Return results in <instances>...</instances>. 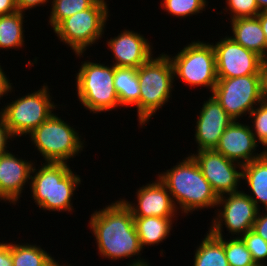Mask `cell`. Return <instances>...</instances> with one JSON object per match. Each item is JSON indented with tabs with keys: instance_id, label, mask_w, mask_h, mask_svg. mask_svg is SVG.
I'll use <instances>...</instances> for the list:
<instances>
[{
	"instance_id": "cell-24",
	"label": "cell",
	"mask_w": 267,
	"mask_h": 266,
	"mask_svg": "<svg viewBox=\"0 0 267 266\" xmlns=\"http://www.w3.org/2000/svg\"><path fill=\"white\" fill-rule=\"evenodd\" d=\"M24 13L16 11L0 16V49L21 48L24 44Z\"/></svg>"
},
{
	"instance_id": "cell-33",
	"label": "cell",
	"mask_w": 267,
	"mask_h": 266,
	"mask_svg": "<svg viewBox=\"0 0 267 266\" xmlns=\"http://www.w3.org/2000/svg\"><path fill=\"white\" fill-rule=\"evenodd\" d=\"M260 95L263 102H267V64L261 62L259 69Z\"/></svg>"
},
{
	"instance_id": "cell-12",
	"label": "cell",
	"mask_w": 267,
	"mask_h": 266,
	"mask_svg": "<svg viewBox=\"0 0 267 266\" xmlns=\"http://www.w3.org/2000/svg\"><path fill=\"white\" fill-rule=\"evenodd\" d=\"M213 48L218 79L259 75L262 58L225 36Z\"/></svg>"
},
{
	"instance_id": "cell-21",
	"label": "cell",
	"mask_w": 267,
	"mask_h": 266,
	"mask_svg": "<svg viewBox=\"0 0 267 266\" xmlns=\"http://www.w3.org/2000/svg\"><path fill=\"white\" fill-rule=\"evenodd\" d=\"M172 219L173 217H134L141 248L163 242L169 236Z\"/></svg>"
},
{
	"instance_id": "cell-5",
	"label": "cell",
	"mask_w": 267,
	"mask_h": 266,
	"mask_svg": "<svg viewBox=\"0 0 267 266\" xmlns=\"http://www.w3.org/2000/svg\"><path fill=\"white\" fill-rule=\"evenodd\" d=\"M115 66L84 61L76 74L77 96L90 112L101 113L120 107L114 87Z\"/></svg>"
},
{
	"instance_id": "cell-38",
	"label": "cell",
	"mask_w": 267,
	"mask_h": 266,
	"mask_svg": "<svg viewBox=\"0 0 267 266\" xmlns=\"http://www.w3.org/2000/svg\"><path fill=\"white\" fill-rule=\"evenodd\" d=\"M12 85L9 82V79L6 77L5 72H3L1 65H0V98L3 97L5 94L8 95V92H11Z\"/></svg>"
},
{
	"instance_id": "cell-2",
	"label": "cell",
	"mask_w": 267,
	"mask_h": 266,
	"mask_svg": "<svg viewBox=\"0 0 267 266\" xmlns=\"http://www.w3.org/2000/svg\"><path fill=\"white\" fill-rule=\"evenodd\" d=\"M168 189L176 209L188 214L195 209L217 207L219 197L192 155L178 162L173 168L158 174ZM176 203L179 205L177 208Z\"/></svg>"
},
{
	"instance_id": "cell-41",
	"label": "cell",
	"mask_w": 267,
	"mask_h": 266,
	"mask_svg": "<svg viewBox=\"0 0 267 266\" xmlns=\"http://www.w3.org/2000/svg\"><path fill=\"white\" fill-rule=\"evenodd\" d=\"M135 261H133V263H131L128 266H149V264L147 262H145V259H139V257L136 259H134Z\"/></svg>"
},
{
	"instance_id": "cell-42",
	"label": "cell",
	"mask_w": 267,
	"mask_h": 266,
	"mask_svg": "<svg viewBox=\"0 0 267 266\" xmlns=\"http://www.w3.org/2000/svg\"><path fill=\"white\" fill-rule=\"evenodd\" d=\"M259 11H267V0H256Z\"/></svg>"
},
{
	"instance_id": "cell-11",
	"label": "cell",
	"mask_w": 267,
	"mask_h": 266,
	"mask_svg": "<svg viewBox=\"0 0 267 266\" xmlns=\"http://www.w3.org/2000/svg\"><path fill=\"white\" fill-rule=\"evenodd\" d=\"M218 205L219 207L221 205L223 208L220 209L217 213L218 215L212 220V225L208 230L214 236L223 237V225L227 227V231L231 232L233 236L235 234L240 237L252 230L259 210L244 191L231 193L226 195V197L225 195L220 196L217 207Z\"/></svg>"
},
{
	"instance_id": "cell-22",
	"label": "cell",
	"mask_w": 267,
	"mask_h": 266,
	"mask_svg": "<svg viewBox=\"0 0 267 266\" xmlns=\"http://www.w3.org/2000/svg\"><path fill=\"white\" fill-rule=\"evenodd\" d=\"M113 83L118 94L120 107L135 106L139 102L140 85L137 69L115 67Z\"/></svg>"
},
{
	"instance_id": "cell-19",
	"label": "cell",
	"mask_w": 267,
	"mask_h": 266,
	"mask_svg": "<svg viewBox=\"0 0 267 266\" xmlns=\"http://www.w3.org/2000/svg\"><path fill=\"white\" fill-rule=\"evenodd\" d=\"M230 22L233 35L229 37L261 58L267 55L266 37L257 16L237 18Z\"/></svg>"
},
{
	"instance_id": "cell-27",
	"label": "cell",
	"mask_w": 267,
	"mask_h": 266,
	"mask_svg": "<svg viewBox=\"0 0 267 266\" xmlns=\"http://www.w3.org/2000/svg\"><path fill=\"white\" fill-rule=\"evenodd\" d=\"M225 256L229 266H252L255 262L241 237L224 240Z\"/></svg>"
},
{
	"instance_id": "cell-1",
	"label": "cell",
	"mask_w": 267,
	"mask_h": 266,
	"mask_svg": "<svg viewBox=\"0 0 267 266\" xmlns=\"http://www.w3.org/2000/svg\"><path fill=\"white\" fill-rule=\"evenodd\" d=\"M89 221L102 257L119 260L141 255L134 217L122 199L94 211Z\"/></svg>"
},
{
	"instance_id": "cell-18",
	"label": "cell",
	"mask_w": 267,
	"mask_h": 266,
	"mask_svg": "<svg viewBox=\"0 0 267 266\" xmlns=\"http://www.w3.org/2000/svg\"><path fill=\"white\" fill-rule=\"evenodd\" d=\"M107 44L115 58L116 62L113 64L115 67L138 69L153 55L148 39L131 30L122 31Z\"/></svg>"
},
{
	"instance_id": "cell-37",
	"label": "cell",
	"mask_w": 267,
	"mask_h": 266,
	"mask_svg": "<svg viewBox=\"0 0 267 266\" xmlns=\"http://www.w3.org/2000/svg\"><path fill=\"white\" fill-rule=\"evenodd\" d=\"M18 11L16 0H0V16Z\"/></svg>"
},
{
	"instance_id": "cell-28",
	"label": "cell",
	"mask_w": 267,
	"mask_h": 266,
	"mask_svg": "<svg viewBox=\"0 0 267 266\" xmlns=\"http://www.w3.org/2000/svg\"><path fill=\"white\" fill-rule=\"evenodd\" d=\"M161 4L169 14L181 18L196 15L208 6L207 0H163Z\"/></svg>"
},
{
	"instance_id": "cell-20",
	"label": "cell",
	"mask_w": 267,
	"mask_h": 266,
	"mask_svg": "<svg viewBox=\"0 0 267 266\" xmlns=\"http://www.w3.org/2000/svg\"><path fill=\"white\" fill-rule=\"evenodd\" d=\"M242 180L247 181L248 187L253 192V196L249 195V198L255 203L258 210V205L263 203L265 209H267V156L255 159L248 164L242 166Z\"/></svg>"
},
{
	"instance_id": "cell-3",
	"label": "cell",
	"mask_w": 267,
	"mask_h": 266,
	"mask_svg": "<svg viewBox=\"0 0 267 266\" xmlns=\"http://www.w3.org/2000/svg\"><path fill=\"white\" fill-rule=\"evenodd\" d=\"M44 164V165H43ZM38 171L32 168L31 193L35 204L43 210L72 211L74 191L81 184L79 175L74 174L67 163L45 162Z\"/></svg>"
},
{
	"instance_id": "cell-34",
	"label": "cell",
	"mask_w": 267,
	"mask_h": 266,
	"mask_svg": "<svg viewBox=\"0 0 267 266\" xmlns=\"http://www.w3.org/2000/svg\"><path fill=\"white\" fill-rule=\"evenodd\" d=\"M0 266H13L11 243L0 242Z\"/></svg>"
},
{
	"instance_id": "cell-43",
	"label": "cell",
	"mask_w": 267,
	"mask_h": 266,
	"mask_svg": "<svg viewBox=\"0 0 267 266\" xmlns=\"http://www.w3.org/2000/svg\"><path fill=\"white\" fill-rule=\"evenodd\" d=\"M262 62H263L264 64H267V55H265V56L262 58Z\"/></svg>"
},
{
	"instance_id": "cell-7",
	"label": "cell",
	"mask_w": 267,
	"mask_h": 266,
	"mask_svg": "<svg viewBox=\"0 0 267 266\" xmlns=\"http://www.w3.org/2000/svg\"><path fill=\"white\" fill-rule=\"evenodd\" d=\"M107 5L105 0H97L90 8L64 19L54 29L59 40L70 46L77 57L104 33L109 17Z\"/></svg>"
},
{
	"instance_id": "cell-17",
	"label": "cell",
	"mask_w": 267,
	"mask_h": 266,
	"mask_svg": "<svg viewBox=\"0 0 267 266\" xmlns=\"http://www.w3.org/2000/svg\"><path fill=\"white\" fill-rule=\"evenodd\" d=\"M33 162L16 157L8 150L0 152V199L15 204L31 179Z\"/></svg>"
},
{
	"instance_id": "cell-8",
	"label": "cell",
	"mask_w": 267,
	"mask_h": 266,
	"mask_svg": "<svg viewBox=\"0 0 267 266\" xmlns=\"http://www.w3.org/2000/svg\"><path fill=\"white\" fill-rule=\"evenodd\" d=\"M49 93L48 86L43 85L40 90L17 98L1 109L0 114L13 138L29 135L53 114L57 105L51 102Z\"/></svg>"
},
{
	"instance_id": "cell-44",
	"label": "cell",
	"mask_w": 267,
	"mask_h": 266,
	"mask_svg": "<svg viewBox=\"0 0 267 266\" xmlns=\"http://www.w3.org/2000/svg\"><path fill=\"white\" fill-rule=\"evenodd\" d=\"M252 266H266V264L265 265L255 264V265H252Z\"/></svg>"
},
{
	"instance_id": "cell-4",
	"label": "cell",
	"mask_w": 267,
	"mask_h": 266,
	"mask_svg": "<svg viewBox=\"0 0 267 266\" xmlns=\"http://www.w3.org/2000/svg\"><path fill=\"white\" fill-rule=\"evenodd\" d=\"M140 96L135 105L140 126L149 122L156 111L169 101L174 82V71L167 54L153 56L137 69Z\"/></svg>"
},
{
	"instance_id": "cell-15",
	"label": "cell",
	"mask_w": 267,
	"mask_h": 266,
	"mask_svg": "<svg viewBox=\"0 0 267 266\" xmlns=\"http://www.w3.org/2000/svg\"><path fill=\"white\" fill-rule=\"evenodd\" d=\"M233 119L212 95L204 101L196 122L195 140L198 150L215 149L225 129Z\"/></svg>"
},
{
	"instance_id": "cell-35",
	"label": "cell",
	"mask_w": 267,
	"mask_h": 266,
	"mask_svg": "<svg viewBox=\"0 0 267 266\" xmlns=\"http://www.w3.org/2000/svg\"><path fill=\"white\" fill-rule=\"evenodd\" d=\"M11 138L13 139L0 114V152L7 151L6 144L9 142L8 139L10 140Z\"/></svg>"
},
{
	"instance_id": "cell-40",
	"label": "cell",
	"mask_w": 267,
	"mask_h": 266,
	"mask_svg": "<svg viewBox=\"0 0 267 266\" xmlns=\"http://www.w3.org/2000/svg\"><path fill=\"white\" fill-rule=\"evenodd\" d=\"M42 266H66V265H59L58 262L54 259V257H50ZM67 266H70V264Z\"/></svg>"
},
{
	"instance_id": "cell-39",
	"label": "cell",
	"mask_w": 267,
	"mask_h": 266,
	"mask_svg": "<svg viewBox=\"0 0 267 266\" xmlns=\"http://www.w3.org/2000/svg\"><path fill=\"white\" fill-rule=\"evenodd\" d=\"M257 17L260 20V24H261L262 30H263V32L265 34L266 42H267V11H261L257 15Z\"/></svg>"
},
{
	"instance_id": "cell-30",
	"label": "cell",
	"mask_w": 267,
	"mask_h": 266,
	"mask_svg": "<svg viewBox=\"0 0 267 266\" xmlns=\"http://www.w3.org/2000/svg\"><path fill=\"white\" fill-rule=\"evenodd\" d=\"M241 238L251 253L255 264L264 265L265 263L262 262L267 259V242L252 230L246 232Z\"/></svg>"
},
{
	"instance_id": "cell-23",
	"label": "cell",
	"mask_w": 267,
	"mask_h": 266,
	"mask_svg": "<svg viewBox=\"0 0 267 266\" xmlns=\"http://www.w3.org/2000/svg\"><path fill=\"white\" fill-rule=\"evenodd\" d=\"M194 255V266H229L224 250V238L210 231L205 235Z\"/></svg>"
},
{
	"instance_id": "cell-26",
	"label": "cell",
	"mask_w": 267,
	"mask_h": 266,
	"mask_svg": "<svg viewBox=\"0 0 267 266\" xmlns=\"http://www.w3.org/2000/svg\"><path fill=\"white\" fill-rule=\"evenodd\" d=\"M97 0H53L49 23L53 30L66 18L90 8Z\"/></svg>"
},
{
	"instance_id": "cell-14",
	"label": "cell",
	"mask_w": 267,
	"mask_h": 266,
	"mask_svg": "<svg viewBox=\"0 0 267 266\" xmlns=\"http://www.w3.org/2000/svg\"><path fill=\"white\" fill-rule=\"evenodd\" d=\"M252 128L254 127L250 128L248 125L233 120L225 129L214 150L242 166L262 157V153H254L258 141L252 133Z\"/></svg>"
},
{
	"instance_id": "cell-29",
	"label": "cell",
	"mask_w": 267,
	"mask_h": 266,
	"mask_svg": "<svg viewBox=\"0 0 267 266\" xmlns=\"http://www.w3.org/2000/svg\"><path fill=\"white\" fill-rule=\"evenodd\" d=\"M259 107L254 108L249 114V118L253 117L252 133L254 137L261 143L266 150L261 152L263 155L267 156V102H261L258 104ZM252 116V117H251Z\"/></svg>"
},
{
	"instance_id": "cell-9",
	"label": "cell",
	"mask_w": 267,
	"mask_h": 266,
	"mask_svg": "<svg viewBox=\"0 0 267 266\" xmlns=\"http://www.w3.org/2000/svg\"><path fill=\"white\" fill-rule=\"evenodd\" d=\"M171 60L174 77L190 86H203L213 91L217 84L216 57L213 44L194 41Z\"/></svg>"
},
{
	"instance_id": "cell-13",
	"label": "cell",
	"mask_w": 267,
	"mask_h": 266,
	"mask_svg": "<svg viewBox=\"0 0 267 266\" xmlns=\"http://www.w3.org/2000/svg\"><path fill=\"white\" fill-rule=\"evenodd\" d=\"M197 152L192 156L218 197L240 191L238 190V184L242 179V171L237 169L238 167L242 169L241 164L227 159L214 149Z\"/></svg>"
},
{
	"instance_id": "cell-16",
	"label": "cell",
	"mask_w": 267,
	"mask_h": 266,
	"mask_svg": "<svg viewBox=\"0 0 267 266\" xmlns=\"http://www.w3.org/2000/svg\"><path fill=\"white\" fill-rule=\"evenodd\" d=\"M157 179L138 189L137 206L122 199L130 208L133 217H176L177 209L171 195L166 186Z\"/></svg>"
},
{
	"instance_id": "cell-32",
	"label": "cell",
	"mask_w": 267,
	"mask_h": 266,
	"mask_svg": "<svg viewBox=\"0 0 267 266\" xmlns=\"http://www.w3.org/2000/svg\"><path fill=\"white\" fill-rule=\"evenodd\" d=\"M262 211V215L260 210L258 211L256 220L253 224L252 231L257 235L261 236L267 242V209Z\"/></svg>"
},
{
	"instance_id": "cell-6",
	"label": "cell",
	"mask_w": 267,
	"mask_h": 266,
	"mask_svg": "<svg viewBox=\"0 0 267 266\" xmlns=\"http://www.w3.org/2000/svg\"><path fill=\"white\" fill-rule=\"evenodd\" d=\"M29 136L46 162L67 163V159L83 151L84 143L79 132L56 114L36 127Z\"/></svg>"
},
{
	"instance_id": "cell-10",
	"label": "cell",
	"mask_w": 267,
	"mask_h": 266,
	"mask_svg": "<svg viewBox=\"0 0 267 266\" xmlns=\"http://www.w3.org/2000/svg\"><path fill=\"white\" fill-rule=\"evenodd\" d=\"M212 95L233 120H238L262 102L259 75L218 79Z\"/></svg>"
},
{
	"instance_id": "cell-36",
	"label": "cell",
	"mask_w": 267,
	"mask_h": 266,
	"mask_svg": "<svg viewBox=\"0 0 267 266\" xmlns=\"http://www.w3.org/2000/svg\"><path fill=\"white\" fill-rule=\"evenodd\" d=\"M49 2L48 0H16L18 11L24 12L25 10L35 8L36 6L43 5Z\"/></svg>"
},
{
	"instance_id": "cell-25",
	"label": "cell",
	"mask_w": 267,
	"mask_h": 266,
	"mask_svg": "<svg viewBox=\"0 0 267 266\" xmlns=\"http://www.w3.org/2000/svg\"><path fill=\"white\" fill-rule=\"evenodd\" d=\"M13 266H42L51 256L36 245L11 243Z\"/></svg>"
},
{
	"instance_id": "cell-31",
	"label": "cell",
	"mask_w": 267,
	"mask_h": 266,
	"mask_svg": "<svg viewBox=\"0 0 267 266\" xmlns=\"http://www.w3.org/2000/svg\"><path fill=\"white\" fill-rule=\"evenodd\" d=\"M226 11L230 10L231 19L256 17L260 11L256 0H226Z\"/></svg>"
}]
</instances>
